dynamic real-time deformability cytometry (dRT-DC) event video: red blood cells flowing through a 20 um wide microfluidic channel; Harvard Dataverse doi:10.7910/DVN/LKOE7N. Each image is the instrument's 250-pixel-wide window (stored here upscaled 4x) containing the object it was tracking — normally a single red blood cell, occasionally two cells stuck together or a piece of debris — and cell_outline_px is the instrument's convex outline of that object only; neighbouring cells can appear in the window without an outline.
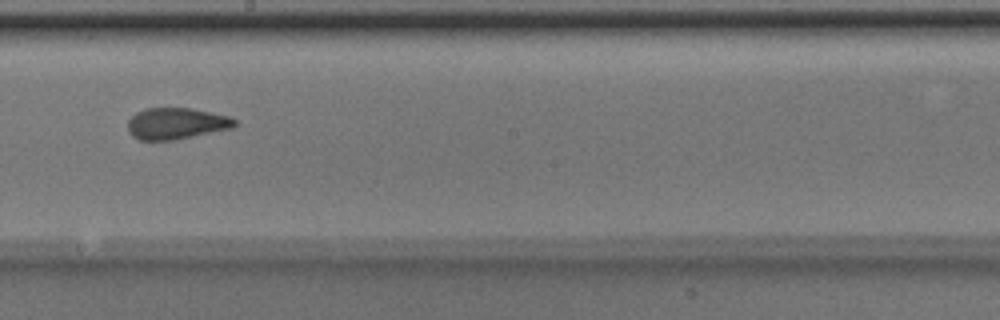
{"species": "Egyptian fruit bat (a non-hibernating species)", "species_latin": "Rousettus aegyptiacus", "temperature_condition": "room temperature", "stored_images_in_passage": 18, "camera_frame_rate_fps": 3000, "um_per_image_px": 0.085, "animal": {"sex": "male"}, "frame": {"image": 1, "passage_image": 13, "time_ms": 4.0, "image_size_px": [1000, 320], "cell_outline_px": [[236, 124], [232, 128], [176, 140], [140, 140], [132, 136], [128, 132], [128, 120], [136, 112], [144, 108], [192, 108], [212, 112], [228, 116], [236, 120]], "centroid_in_image_um": [14.97, 10.5], "position_along_channel_um": 233.2, "area_um2": 19.71}}